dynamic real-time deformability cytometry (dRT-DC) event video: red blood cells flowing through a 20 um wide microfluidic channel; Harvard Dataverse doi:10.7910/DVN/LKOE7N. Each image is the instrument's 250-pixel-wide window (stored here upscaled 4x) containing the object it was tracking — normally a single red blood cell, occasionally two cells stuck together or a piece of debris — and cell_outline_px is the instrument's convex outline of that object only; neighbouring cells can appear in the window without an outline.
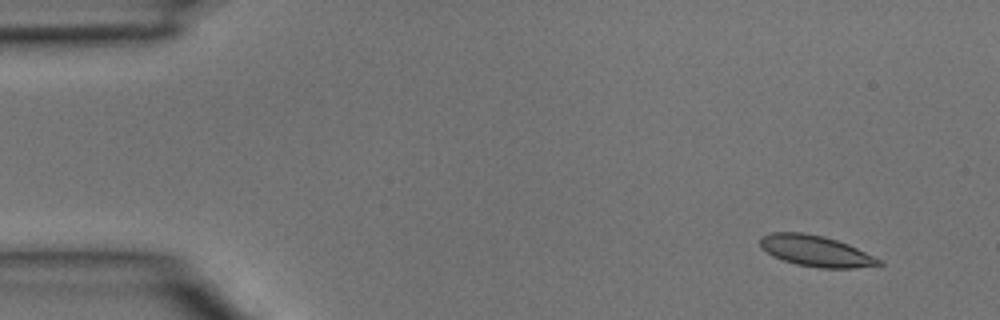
{"species": "common noctule bat (a hibernating species)", "species_latin": "Nyctalus noctula", "temperature_condition": "room temperature", "stored_images_in_passage": 4, "camera_frame_rate_fps": 3000, "um_per_image_px": 0.085, "animal": {"sex": "male", "body_mass_g": 15.6}, "frame": {"image": 1, "passage_image": 2, "time_ms": 0.333, "image_size_px": [1000, 320], "cell_outline_px": [[884, 264], [852, 268], [820, 268], [796, 264], [772, 256], [760, 248], [760, 236], [772, 232], [804, 232], [824, 236], [848, 244], [884, 260]], "centroid_in_image_um": [69.34, 21.33], "position_along_channel_um": 15.7, "area_um2": 21.62}}